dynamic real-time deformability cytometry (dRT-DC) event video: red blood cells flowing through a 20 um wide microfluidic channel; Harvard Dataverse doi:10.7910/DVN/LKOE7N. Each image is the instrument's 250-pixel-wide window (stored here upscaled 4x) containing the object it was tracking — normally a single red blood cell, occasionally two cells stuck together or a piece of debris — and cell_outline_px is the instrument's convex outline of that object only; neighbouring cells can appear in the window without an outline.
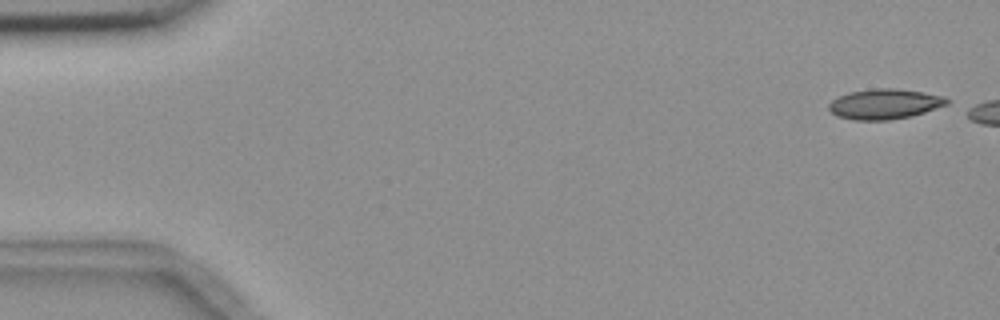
{"species": "common noctule bat (a hibernating species)", "species_latin": "Nyctalus noctula", "temperature_condition": "room temperature", "stored_images_in_passage": 3, "camera_frame_rate_fps": 3000, "um_per_image_px": 0.085, "animal": {"sex": "female", "body_mass_g": 18.4}, "frame": {"image": 1, "passage_image": 1, "time_ms": 0.0, "image_size_px": [1000, 320], "cell_outline_px": [[952, 100], [948, 104], [912, 116], [888, 120], [852, 120], [836, 116], [828, 108], [828, 104], [832, 100], [848, 92], [876, 88], [896, 88], [924, 92], [944, 96]], "centroid_in_image_um": [75.21, 8.84], "position_along_channel_um": 9.8, "area_um2": 20.92}}